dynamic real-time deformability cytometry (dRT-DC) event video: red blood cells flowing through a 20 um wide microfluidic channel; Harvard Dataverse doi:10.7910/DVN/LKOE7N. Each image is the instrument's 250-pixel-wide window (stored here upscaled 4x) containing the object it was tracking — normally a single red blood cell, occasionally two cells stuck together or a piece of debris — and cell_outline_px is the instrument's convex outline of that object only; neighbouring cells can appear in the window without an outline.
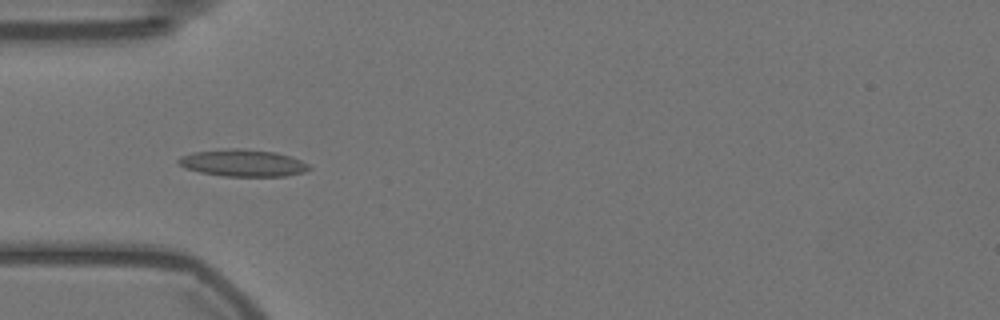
{"species": "Egyptian fruit bat (a non-hibernating species)", "species_latin": "Rousettus aegyptiacus", "temperature_condition": "warm", "stored_images_in_passage": 58, "camera_frame_rate_fps": 3000, "um_per_image_px": 0.085, "animal": {"sex": "female"}, "frame": {"image": 1, "passage_image": 18, "time_ms": 5.667, "image_size_px": [1000, 320], "cell_outline_px": [[312, 168], [304, 172], [284, 176], [224, 176], [200, 172], [184, 168], [176, 160], [180, 156], [192, 152], [232, 148], [240, 148], [276, 152], [300, 160], [308, 164]], "centroid_in_image_um": [20.62, 13.85], "position_along_channel_um": 64.4, "area_um2": 20.52}}
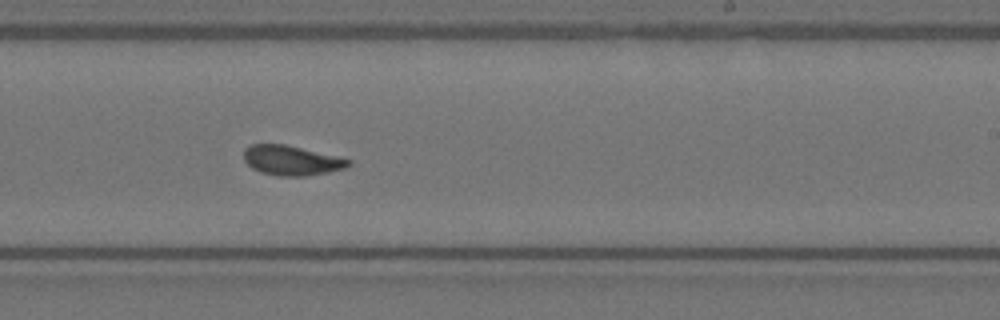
{"frame": {"image": 2, "passage_image": 35, "time_ms": 11.333, "image_size_px": [1000, 320], "cell_outline_px": [[352, 164], [344, 168], [328, 172], [304, 176], [280, 176], [260, 172], [252, 168], [244, 160], [244, 148], [252, 144], [284, 144], [336, 156], [352, 160]], "centroid_in_image_um": [24.76, 13.63], "position_along_channel_um": 264.2, "area_um2": 18.03}}
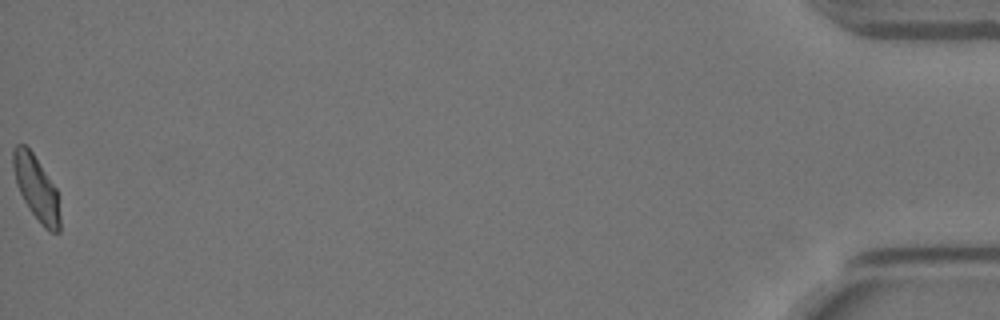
{"frame": {"image": 3, "passage_image": 58, "time_ms": 19.0, "image_size_px": [1000, 320], "cell_outline_px": [[60, 232], [48, 232], [44, 228], [28, 208], [16, 184], [12, 164], [12, 152], [16, 144], [24, 144], [32, 152], [56, 188], [60, 216]], "centroid_in_image_um": [3.08, 16.0], "position_along_channel_um": 432.1, "area_um2": 17.51}, "authors_computed_cell_mechanics": {"area_um2": 18.496, "velocity_mm_per_s": 3.5304, "shape_relaxation_time_tau1_ms": 11.3099, "shape_relaxation_time_tau2_ms": 1.6073, "deformation_change_tau1": 0.271, "deformation_change_tau2": 0.0759}}